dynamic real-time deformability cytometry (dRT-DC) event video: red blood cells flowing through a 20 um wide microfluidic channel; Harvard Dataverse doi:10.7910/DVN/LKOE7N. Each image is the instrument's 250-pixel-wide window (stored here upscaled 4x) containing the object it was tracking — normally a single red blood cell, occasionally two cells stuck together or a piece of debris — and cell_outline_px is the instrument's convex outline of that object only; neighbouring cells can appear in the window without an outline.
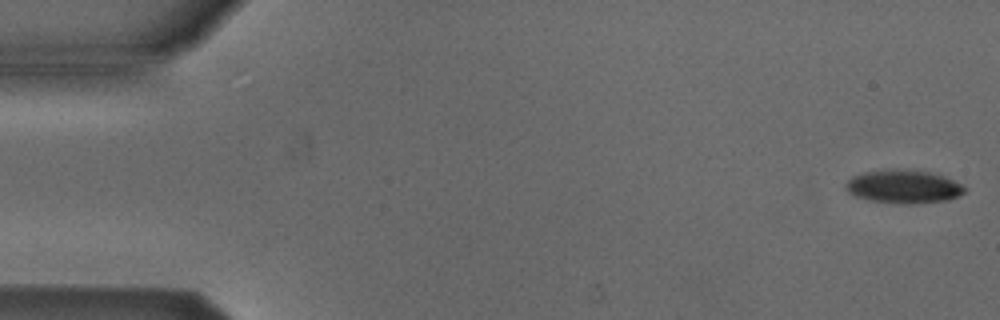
{"species": "Egyptian fruit bat (a non-hibernating species)", "species_latin": "Rousettus aegyptiacus", "temperature_condition": "cold", "stored_images_in_passage": 10, "camera_frame_rate_fps": 3000, "um_per_image_px": 0.085, "animal": {"sex": "male"}, "frame": {"image": 1, "passage_image": 1, "time_ms": 0.0, "image_size_px": [1000, 320], "cell_outline_px": [[968, 188], [964, 192], [948, 200], [908, 204], [872, 200], [856, 196], [848, 192], [844, 188], [844, 184], [852, 176], [864, 172], [884, 168], [912, 168], [928, 172], [952, 180]], "centroid_in_image_um": [76.75, 15.83], "position_along_channel_um": 8.2, "area_um2": 23.18}}